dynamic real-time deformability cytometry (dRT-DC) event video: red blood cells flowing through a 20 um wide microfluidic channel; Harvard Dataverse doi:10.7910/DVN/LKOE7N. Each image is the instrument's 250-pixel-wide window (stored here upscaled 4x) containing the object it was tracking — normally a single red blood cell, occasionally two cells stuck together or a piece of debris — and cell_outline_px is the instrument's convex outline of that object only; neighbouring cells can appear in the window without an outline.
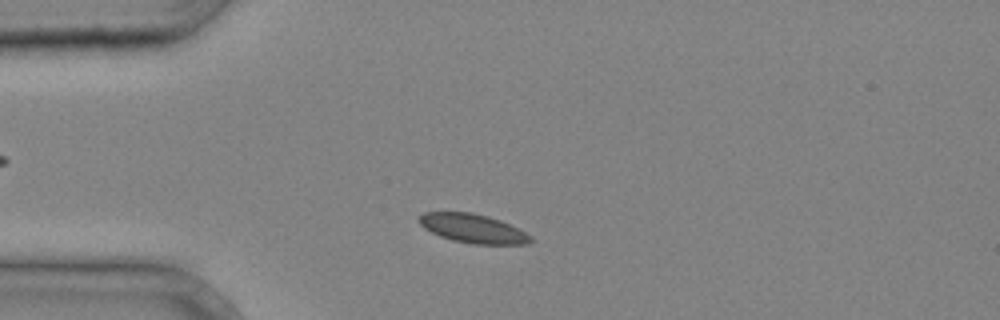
{"species": "common noctule bat (a hibernating species)", "species_latin": "Nyctalus noctula", "temperature_condition": "cold", "stored_images_in_passage": 3, "camera_frame_rate_fps": 3000, "um_per_image_px": 0.085, "animal": {"sex": "male", "body_mass_g": 20.4}, "frame": {"image": 1, "passage_image": 3, "time_ms": 0.667, "image_size_px": [1000, 320], "cell_outline_px": [[532, 240], [528, 244], [472, 244], [452, 240], [440, 236], [424, 228], [416, 220], [424, 212], [472, 212], [488, 216], [500, 220], [532, 236]], "centroid_in_image_um": [40.17, 19.42], "position_along_channel_um": 44.8, "area_um2": 18.73}}